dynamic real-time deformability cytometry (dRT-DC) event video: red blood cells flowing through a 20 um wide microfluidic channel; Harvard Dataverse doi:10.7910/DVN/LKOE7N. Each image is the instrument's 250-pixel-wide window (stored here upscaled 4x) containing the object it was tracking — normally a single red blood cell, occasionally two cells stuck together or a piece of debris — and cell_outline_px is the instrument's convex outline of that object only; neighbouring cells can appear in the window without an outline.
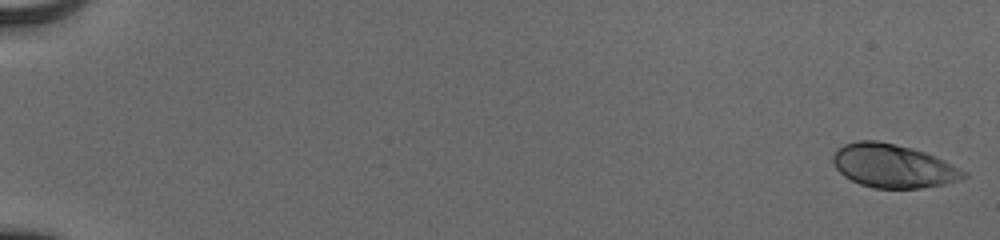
{"species": "human", "species_latin": "Homo sapiens", "temperature_condition": "cold", "stored_images_in_passage": 20, "camera_frame_rate_fps": 3000, "um_per_image_px": 0.085, "donor": {"sex": "male"}, "frame": {"image": 1, "passage_image": 1, "time_ms": 0.0, "image_size_px": [1000, 240], "cell_outline_px": [[968, 176], [944, 184], [920, 188], [872, 188], [860, 184], [844, 176], [836, 168], [832, 160], [832, 156], [836, 148], [844, 144], [856, 140], [876, 140], [912, 148], [924, 152], [944, 160], [968, 172]], "centroid_in_image_um": [75.89, 14.1], "position_along_channel_um": 9.1, "area_um2": 33.12}}
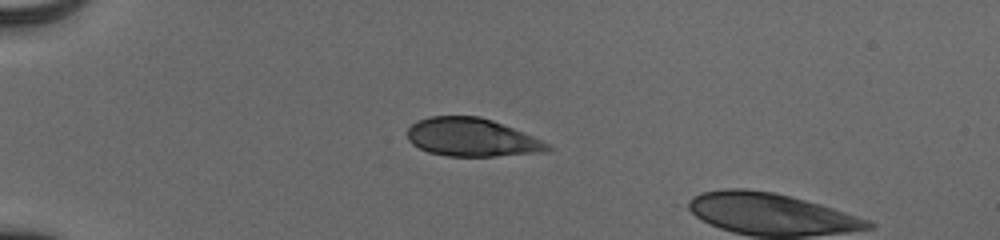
{"frame": {"image": 2, "passage_image": 16, "time_ms": 5.0, "image_size_px": [1000, 240], "cell_outline_px": [[552, 148], [548, 152], [496, 156], [448, 156], [428, 152], [412, 144], [408, 140], [408, 128], [416, 120], [428, 116], [480, 116], [492, 120], [532, 136], [548, 144]], "centroid_in_image_um": [40.07, 11.68], "position_along_channel_um": 44.9, "area_um2": 31.15}}